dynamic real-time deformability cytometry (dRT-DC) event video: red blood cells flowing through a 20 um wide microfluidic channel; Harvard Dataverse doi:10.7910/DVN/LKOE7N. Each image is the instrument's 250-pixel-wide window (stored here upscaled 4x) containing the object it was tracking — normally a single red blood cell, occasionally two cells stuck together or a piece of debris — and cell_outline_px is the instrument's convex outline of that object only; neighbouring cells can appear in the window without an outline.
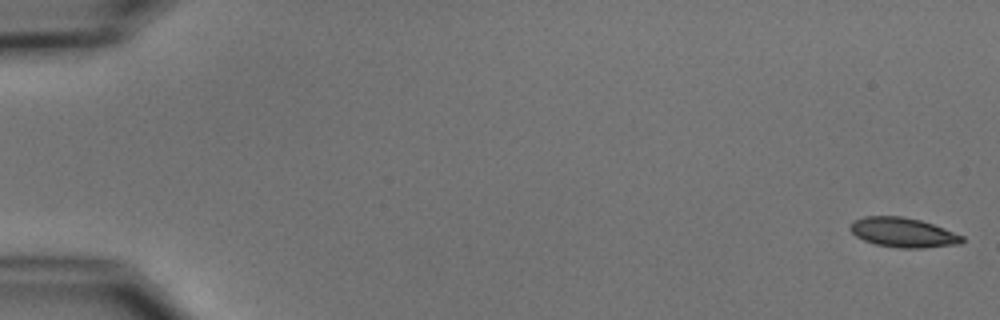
{"species": "common noctule bat (a hibernating species)", "species_latin": "Nyctalus noctula", "temperature_condition": "cold", "stored_images_in_passage": 7, "camera_frame_rate_fps": 3000, "um_per_image_px": 0.085, "animal": {"sex": "male", "body_mass_g": 15.6}, "frame": {"image": 1, "passage_image": 1, "time_ms": 0.0, "image_size_px": [1000, 320], "cell_outline_px": [[964, 240], [960, 244], [924, 248], [896, 248], [876, 244], [864, 240], [856, 236], [848, 228], [852, 220], [864, 216], [900, 216], [920, 220], [944, 228], [964, 236]], "centroid_in_image_um": [76.74, 19.76], "position_along_channel_um": 8.3, "area_um2": 19.42}}
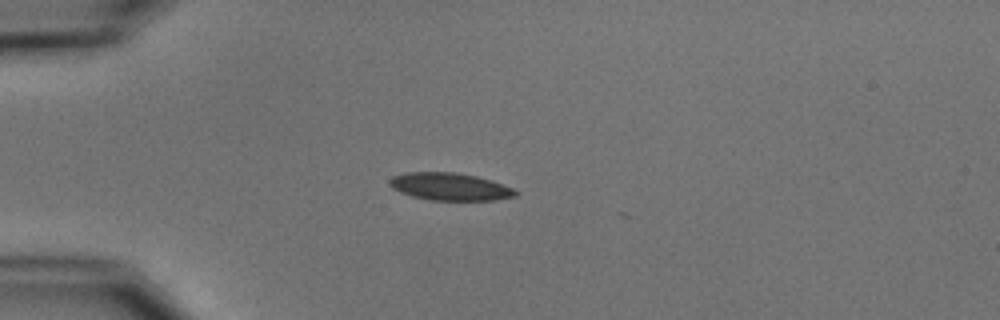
{"frame": {"image": 2, "passage_image": 5, "time_ms": 4.667, "image_size_px": [1000, 320], "cell_outline_px": [[520, 192], [516, 196], [492, 200], [432, 200], [412, 196], [400, 192], [392, 188], [388, 184], [388, 180], [392, 176], [404, 172], [456, 172], [476, 176], [492, 180], [512, 188]], "centroid_in_image_um": [38.22, 15.85], "position_along_channel_um": 46.8, "area_um2": 20.29}}